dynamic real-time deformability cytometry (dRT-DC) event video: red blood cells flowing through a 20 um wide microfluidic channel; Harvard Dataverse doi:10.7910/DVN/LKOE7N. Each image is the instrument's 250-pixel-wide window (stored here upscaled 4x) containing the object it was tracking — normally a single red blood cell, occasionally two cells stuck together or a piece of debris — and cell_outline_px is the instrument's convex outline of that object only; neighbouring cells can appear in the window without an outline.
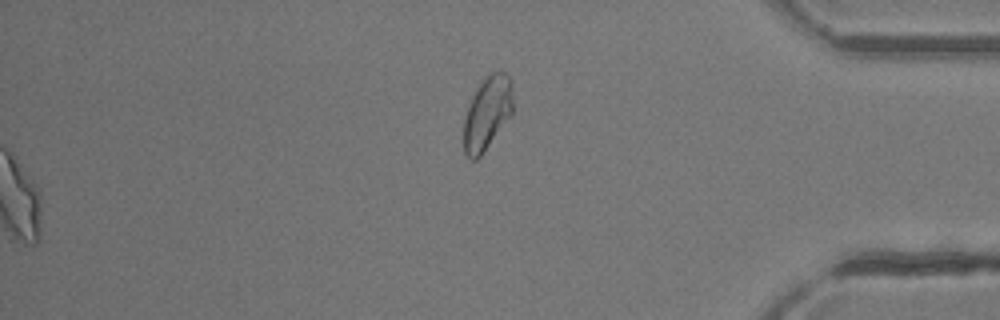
{"species": "common noctule bat (a hibernating species)", "species_latin": "Nyctalus noctula", "temperature_condition": "room temperature", "stored_images_in_passage": 41, "segment_of_instrument_passage": [2, 2], "camera_frame_rate_fps": 3000, "um_per_image_px": 0.085, "animal": {"sex": "female"}, "frame": {"image": 1, "passage_image": 41, "time_ms": 13.333, "image_size_px": [1000, 320], "cell_outline_px": [[512, 116], [480, 156], [476, 160], [472, 160], [464, 152], [464, 120], [468, 104], [472, 96], [480, 84], [492, 72], [504, 72], [512, 80]], "centroid_in_image_um": [41.43, 9.63], "position_along_channel_um": 393.8, "area_um2": 20.92}}